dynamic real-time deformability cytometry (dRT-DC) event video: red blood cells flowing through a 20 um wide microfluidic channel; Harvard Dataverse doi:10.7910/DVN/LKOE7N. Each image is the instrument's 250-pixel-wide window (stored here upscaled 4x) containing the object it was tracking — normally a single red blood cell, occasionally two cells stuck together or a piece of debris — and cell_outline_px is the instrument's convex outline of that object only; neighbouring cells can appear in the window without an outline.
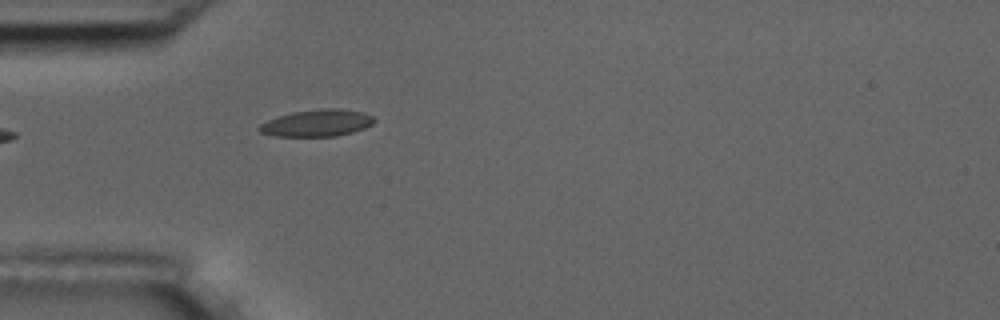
{"species": "common noctule bat (a hibernating species)", "species_latin": "Nyctalus noctula", "temperature_condition": "room temperature", "stored_images_in_passage": 2, "camera_frame_rate_fps": 3000, "um_per_image_px": 0.085, "animal": {"sex": "male", "body_mass_g": 17.5, "forearm_length_mm": 52.3}, "frame": {"image": 1, "passage_image": 2, "time_ms": 0.333, "image_size_px": [1000, 320], "cell_outline_px": [[376, 120], [372, 124], [364, 128], [352, 132], [336, 136], [276, 136], [260, 132], [256, 128], [260, 124], [276, 116], [292, 112], [320, 108], [340, 108], [364, 112], [372, 116]], "centroid_in_image_um": [26.94, 10.44], "position_along_channel_um": 58.1, "area_um2": 18.15}}